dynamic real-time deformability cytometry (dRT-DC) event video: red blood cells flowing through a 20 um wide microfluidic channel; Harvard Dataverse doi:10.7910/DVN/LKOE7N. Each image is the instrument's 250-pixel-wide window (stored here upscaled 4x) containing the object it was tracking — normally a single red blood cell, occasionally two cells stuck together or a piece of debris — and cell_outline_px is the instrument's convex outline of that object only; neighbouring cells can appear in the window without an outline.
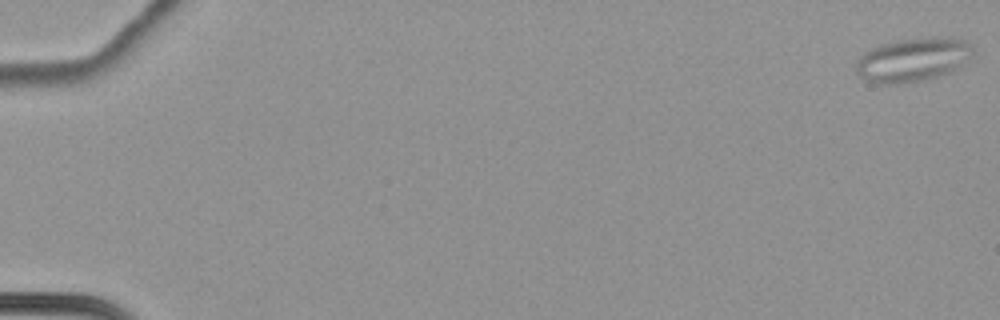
{"species": "common noctule bat (a hibernating species)", "species_latin": "Nyctalus noctula", "temperature_condition": "cold", "stored_images_in_passage": 63, "segment_of_instrument_passage": [1, 2], "camera_frame_rate_fps": 3000, "um_per_image_px": 0.085, "animal": {"sex": "female", "body_mass_g": 22.7, "forearm_length_mm": 54.2}, "frame": {"image": 1, "passage_image": 1, "time_ms": 0.0, "image_size_px": [1000, 320], "cell_outline_px": [[972, 52], [964, 64], [952, 72], [928, 80], [908, 84], [876, 84], [864, 80], [856, 72], [856, 60], [864, 52], [880, 44], [896, 40], [936, 36], [952, 36], [964, 40], [972, 44]], "centroid_in_image_um": [77.59, 5.08], "position_along_channel_um": 7.4, "area_um2": 30.69}}